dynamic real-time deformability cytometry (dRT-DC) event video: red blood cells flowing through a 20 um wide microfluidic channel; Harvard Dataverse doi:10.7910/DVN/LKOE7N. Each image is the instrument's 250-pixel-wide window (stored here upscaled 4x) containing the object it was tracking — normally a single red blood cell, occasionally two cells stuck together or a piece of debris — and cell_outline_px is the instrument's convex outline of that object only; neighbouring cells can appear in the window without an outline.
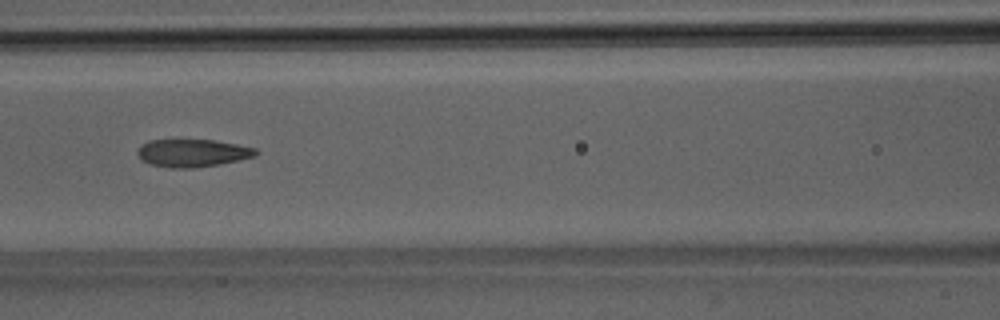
{"species": "Egyptian fruit bat (a non-hibernating species)", "species_latin": "Rousettus aegyptiacus", "temperature_condition": "room temperature", "stored_images_in_passage": 6, "camera_frame_rate_fps": 3000, "um_per_image_px": 0.085, "animal": {"sex": "male"}, "frame": {"image": 1, "passage_image": 5, "time_ms": 5.333, "image_size_px": [1000, 320], "cell_outline_px": [[260, 152], [256, 156], [220, 164], [196, 168], [168, 168], [148, 164], [140, 160], [136, 152], [140, 144], [148, 140], [212, 140], [236, 144], [256, 148]], "centroid_in_image_um": [16.32, 13.01], "position_along_channel_um": 150.3, "area_um2": 19.42}}
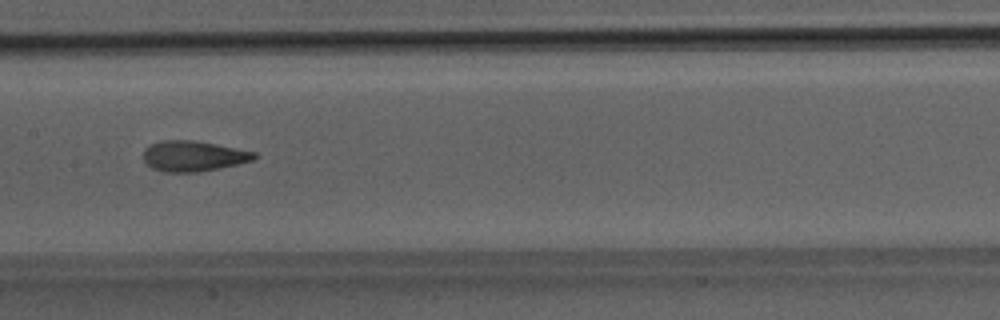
{"frame": {"image": 2, "passage_image": 6, "time_ms": 6.333, "image_size_px": [1000, 320], "cell_outline_px": [[260, 156], [252, 160], [220, 168], [200, 172], [164, 172], [152, 168], [144, 160], [144, 148], [152, 144], [164, 140], [192, 140], [256, 152]], "centroid_in_image_um": [16.44, 13.27], "position_along_channel_um": 191.0, "area_um2": 19.54}}